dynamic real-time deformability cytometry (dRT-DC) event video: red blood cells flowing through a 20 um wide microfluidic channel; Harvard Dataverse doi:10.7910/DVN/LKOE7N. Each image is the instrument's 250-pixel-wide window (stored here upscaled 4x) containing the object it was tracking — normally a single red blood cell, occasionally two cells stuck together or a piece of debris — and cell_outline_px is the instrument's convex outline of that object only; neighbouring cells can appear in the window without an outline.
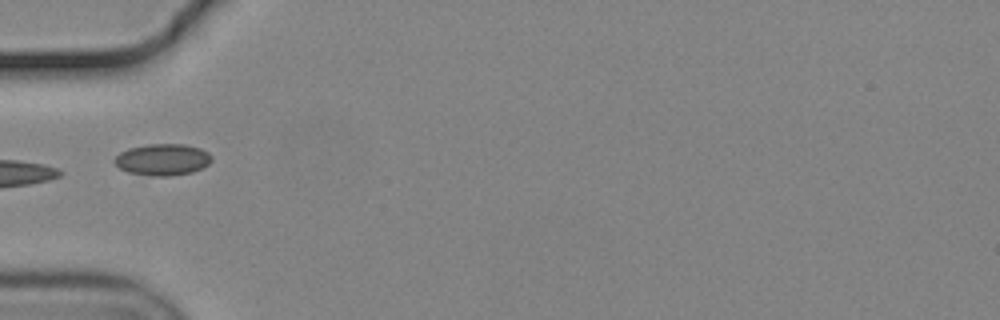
{"species": "common noctule bat (a hibernating species)", "species_latin": "Nyctalus noctula", "temperature_condition": "cold", "stored_images_in_passage": 9, "camera_frame_rate_fps": 3000, "um_per_image_px": 0.085, "animal": {"sex": "male", "body_mass_g": 19.2, "forearm_length_mm": 51.8}, "frame": {"image": 1, "passage_image": 1, "time_ms": 0.0, "image_size_px": [1000, 320], "cell_outline_px": [[212, 160], [208, 164], [192, 172], [168, 176], [148, 176], [128, 172], [120, 168], [112, 160], [120, 152], [128, 148], [148, 144], [184, 144], [200, 148], [208, 152], [212, 156]], "centroid_in_image_um": [13.8, 13.56], "position_along_channel_um": 71.2, "area_um2": 17.92}}